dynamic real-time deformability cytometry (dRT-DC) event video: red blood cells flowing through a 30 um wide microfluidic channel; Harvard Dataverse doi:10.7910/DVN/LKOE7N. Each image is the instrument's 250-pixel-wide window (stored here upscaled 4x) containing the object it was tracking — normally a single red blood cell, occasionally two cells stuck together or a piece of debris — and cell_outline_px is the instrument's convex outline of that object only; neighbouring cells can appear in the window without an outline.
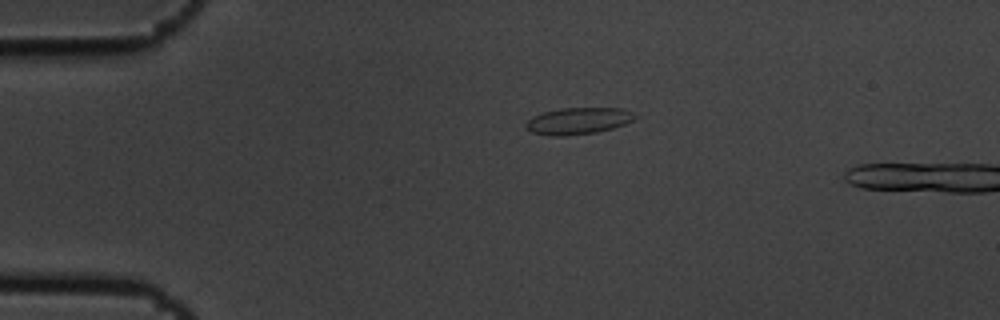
{"species": "common noctule bat (a hibernating species)", "species_latin": "Nyctalus noctula", "temperature_condition": "cold", "stored_images_in_passage": 3, "camera_frame_rate_fps": 3000, "um_per_image_px": 0.085, "animal": {"sex": "male", "body_mass_g": 19.5, "forearm_length_mm": 54.6}, "frame": {"image": 1, "passage_image": 1, "time_ms": 0.0, "image_size_px": [1000, 320], "cell_outline_px": [[636, 116], [632, 120], [624, 124], [612, 128], [596, 132], [564, 136], [552, 136], [532, 132], [524, 128], [524, 124], [532, 116], [544, 112], [560, 108], [624, 108], [632, 112]], "centroid_in_image_um": [49.1, 10.27], "position_along_channel_um": 35.9, "area_um2": 16.94}}